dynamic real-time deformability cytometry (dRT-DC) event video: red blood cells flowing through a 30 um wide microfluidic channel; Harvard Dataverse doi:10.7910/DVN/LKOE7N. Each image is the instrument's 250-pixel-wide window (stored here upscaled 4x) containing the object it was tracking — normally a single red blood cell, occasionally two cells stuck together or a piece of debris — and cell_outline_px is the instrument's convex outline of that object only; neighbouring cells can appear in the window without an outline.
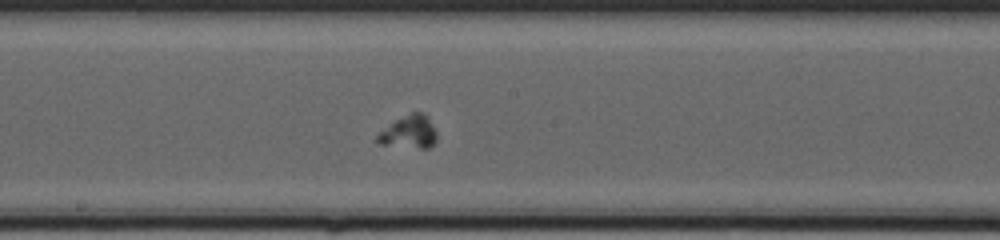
{"species": "common noctule bat (a hibernating species)", "species_latin": "Nyctalus noctula", "temperature_condition": "cold", "stored_images_in_passage": 41, "camera_frame_rate_fps": 3000, "um_per_image_px": 0.085, "animal": {"sex": "female", "body_mass_g": 20.0, "forearm_length_mm": 54.0}, "frame": {"image": 1, "passage_image": 18, "time_ms": 5.667, "image_size_px": [1000, 240], "cell_outline_px": [[436, 140], [428, 148], [420, 148], [380, 144], [376, 140], [376, 136], [380, 132], [396, 120], [412, 112], [420, 112], [428, 120], [436, 132]], "centroid_in_image_um": [34.75, 11.25], "position_along_channel_um": 213.4, "area_um2": 10.87}}
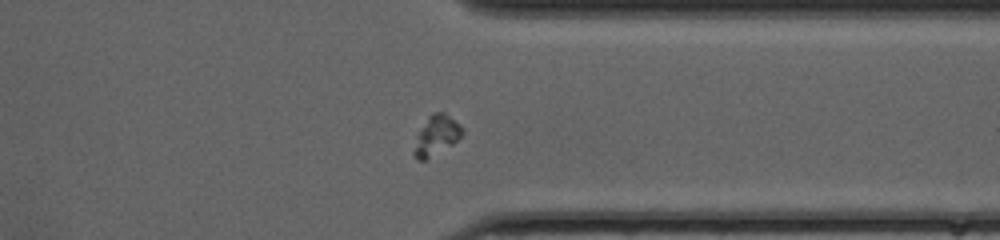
{"frame": {"image": 2, "passage_image": 30, "time_ms": 9.667, "image_size_px": [1000, 240], "cell_outline_px": [[464, 132], [452, 144], [424, 160], [420, 160], [412, 156], [412, 152], [420, 132], [428, 116], [432, 112], [444, 112], [460, 124], [464, 128]], "centroid_in_image_um": [37.11, 11.49], "position_along_channel_um": 374.3, "area_um2": 10.81}}
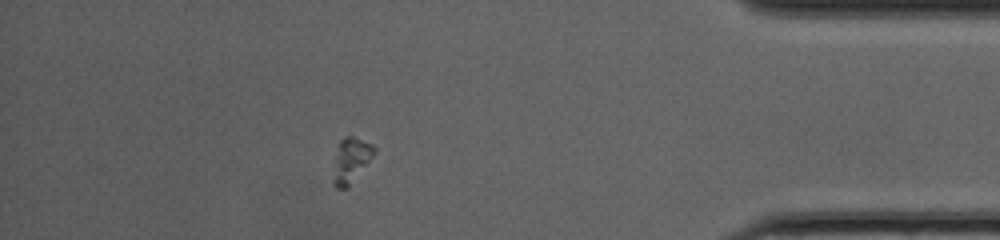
{"frame": {"image": 3, "passage_image": 35, "time_ms": 11.333, "image_size_px": [1000, 240], "cell_outline_px": [[376, 148], [372, 156], [348, 188], [336, 188], [332, 184], [336, 156], [340, 140], [348, 136], [352, 136], [372, 144]], "centroid_in_image_um": [29.82, 13.64], "position_along_channel_um": 405.4, "area_um2": 10.35}}